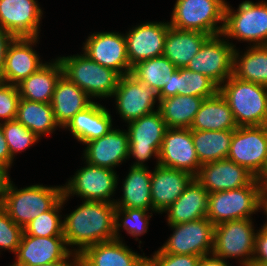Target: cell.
Listing matches in <instances>:
<instances>
[{
	"instance_id": "cell-1",
	"label": "cell",
	"mask_w": 267,
	"mask_h": 266,
	"mask_svg": "<svg viewBox=\"0 0 267 266\" xmlns=\"http://www.w3.org/2000/svg\"><path fill=\"white\" fill-rule=\"evenodd\" d=\"M115 203L86 201L63 221L67 245H77L78 257L87 247L115 238Z\"/></svg>"
},
{
	"instance_id": "cell-2",
	"label": "cell",
	"mask_w": 267,
	"mask_h": 266,
	"mask_svg": "<svg viewBox=\"0 0 267 266\" xmlns=\"http://www.w3.org/2000/svg\"><path fill=\"white\" fill-rule=\"evenodd\" d=\"M234 119L240 126H261L267 117V87L249 81L240 80L234 75L227 83L219 87Z\"/></svg>"
},
{
	"instance_id": "cell-3",
	"label": "cell",
	"mask_w": 267,
	"mask_h": 266,
	"mask_svg": "<svg viewBox=\"0 0 267 266\" xmlns=\"http://www.w3.org/2000/svg\"><path fill=\"white\" fill-rule=\"evenodd\" d=\"M63 194V187L43 185L16 190L10 181L0 205L17 225L24 228L37 216L51 210L62 199Z\"/></svg>"
},
{
	"instance_id": "cell-4",
	"label": "cell",
	"mask_w": 267,
	"mask_h": 266,
	"mask_svg": "<svg viewBox=\"0 0 267 266\" xmlns=\"http://www.w3.org/2000/svg\"><path fill=\"white\" fill-rule=\"evenodd\" d=\"M262 206V187L258 178H255L247 186L210 193L206 217L216 226L226 221L250 219L249 215Z\"/></svg>"
},
{
	"instance_id": "cell-5",
	"label": "cell",
	"mask_w": 267,
	"mask_h": 266,
	"mask_svg": "<svg viewBox=\"0 0 267 266\" xmlns=\"http://www.w3.org/2000/svg\"><path fill=\"white\" fill-rule=\"evenodd\" d=\"M63 75L81 88L89 97L112 96L118 87L121 74L102 66L87 55L59 58Z\"/></svg>"
},
{
	"instance_id": "cell-6",
	"label": "cell",
	"mask_w": 267,
	"mask_h": 266,
	"mask_svg": "<svg viewBox=\"0 0 267 266\" xmlns=\"http://www.w3.org/2000/svg\"><path fill=\"white\" fill-rule=\"evenodd\" d=\"M226 3L224 0H177L171 27L179 30L199 31L210 36L222 33Z\"/></svg>"
},
{
	"instance_id": "cell-7",
	"label": "cell",
	"mask_w": 267,
	"mask_h": 266,
	"mask_svg": "<svg viewBox=\"0 0 267 266\" xmlns=\"http://www.w3.org/2000/svg\"><path fill=\"white\" fill-rule=\"evenodd\" d=\"M222 35L267 45V3L244 1L236 13L226 3Z\"/></svg>"
},
{
	"instance_id": "cell-8",
	"label": "cell",
	"mask_w": 267,
	"mask_h": 266,
	"mask_svg": "<svg viewBox=\"0 0 267 266\" xmlns=\"http://www.w3.org/2000/svg\"><path fill=\"white\" fill-rule=\"evenodd\" d=\"M227 159L259 178L267 166V128L264 125L237 127Z\"/></svg>"
},
{
	"instance_id": "cell-9",
	"label": "cell",
	"mask_w": 267,
	"mask_h": 266,
	"mask_svg": "<svg viewBox=\"0 0 267 266\" xmlns=\"http://www.w3.org/2000/svg\"><path fill=\"white\" fill-rule=\"evenodd\" d=\"M250 219H238L217 224L214 227L215 256L230 258L245 256L248 257L241 263L243 266H251L254 254L255 233Z\"/></svg>"
},
{
	"instance_id": "cell-10",
	"label": "cell",
	"mask_w": 267,
	"mask_h": 266,
	"mask_svg": "<svg viewBox=\"0 0 267 266\" xmlns=\"http://www.w3.org/2000/svg\"><path fill=\"white\" fill-rule=\"evenodd\" d=\"M174 234L161 247L163 253L179 255H198L200 257L213 252L214 225L205 217L187 223L171 225Z\"/></svg>"
},
{
	"instance_id": "cell-11",
	"label": "cell",
	"mask_w": 267,
	"mask_h": 266,
	"mask_svg": "<svg viewBox=\"0 0 267 266\" xmlns=\"http://www.w3.org/2000/svg\"><path fill=\"white\" fill-rule=\"evenodd\" d=\"M219 34L210 36L186 68L202 73L218 87L233 75L234 47L218 39Z\"/></svg>"
},
{
	"instance_id": "cell-12",
	"label": "cell",
	"mask_w": 267,
	"mask_h": 266,
	"mask_svg": "<svg viewBox=\"0 0 267 266\" xmlns=\"http://www.w3.org/2000/svg\"><path fill=\"white\" fill-rule=\"evenodd\" d=\"M166 129V123L158 109L129 122V155L138 159L133 166H144L142 162L148 160L152 154L159 158Z\"/></svg>"
},
{
	"instance_id": "cell-13",
	"label": "cell",
	"mask_w": 267,
	"mask_h": 266,
	"mask_svg": "<svg viewBox=\"0 0 267 266\" xmlns=\"http://www.w3.org/2000/svg\"><path fill=\"white\" fill-rule=\"evenodd\" d=\"M158 165L182 170L194 177L197 175L201 164L194 148L190 128L166 129L159 151Z\"/></svg>"
},
{
	"instance_id": "cell-14",
	"label": "cell",
	"mask_w": 267,
	"mask_h": 266,
	"mask_svg": "<svg viewBox=\"0 0 267 266\" xmlns=\"http://www.w3.org/2000/svg\"><path fill=\"white\" fill-rule=\"evenodd\" d=\"M116 184L117 177L113 169L87 163V166L80 169L66 187H63V193L66 197L72 193L80 195L86 201L114 203L108 198L115 191Z\"/></svg>"
},
{
	"instance_id": "cell-15",
	"label": "cell",
	"mask_w": 267,
	"mask_h": 266,
	"mask_svg": "<svg viewBox=\"0 0 267 266\" xmlns=\"http://www.w3.org/2000/svg\"><path fill=\"white\" fill-rule=\"evenodd\" d=\"M113 95L116 97L118 111L128 122L154 112L152 110L155 98L160 103L159 92L139 82L131 74L123 75Z\"/></svg>"
},
{
	"instance_id": "cell-16",
	"label": "cell",
	"mask_w": 267,
	"mask_h": 266,
	"mask_svg": "<svg viewBox=\"0 0 267 266\" xmlns=\"http://www.w3.org/2000/svg\"><path fill=\"white\" fill-rule=\"evenodd\" d=\"M84 54L96 63L119 72L122 76L131 74L125 36L114 33H96L88 37ZM125 68V71L122 70Z\"/></svg>"
},
{
	"instance_id": "cell-17",
	"label": "cell",
	"mask_w": 267,
	"mask_h": 266,
	"mask_svg": "<svg viewBox=\"0 0 267 266\" xmlns=\"http://www.w3.org/2000/svg\"><path fill=\"white\" fill-rule=\"evenodd\" d=\"M210 193L249 185L256 177L229 159L202 164L194 177Z\"/></svg>"
},
{
	"instance_id": "cell-18",
	"label": "cell",
	"mask_w": 267,
	"mask_h": 266,
	"mask_svg": "<svg viewBox=\"0 0 267 266\" xmlns=\"http://www.w3.org/2000/svg\"><path fill=\"white\" fill-rule=\"evenodd\" d=\"M64 236L37 237L24 231L17 250V261L11 266H35L67 261L71 252Z\"/></svg>"
},
{
	"instance_id": "cell-19",
	"label": "cell",
	"mask_w": 267,
	"mask_h": 266,
	"mask_svg": "<svg viewBox=\"0 0 267 266\" xmlns=\"http://www.w3.org/2000/svg\"><path fill=\"white\" fill-rule=\"evenodd\" d=\"M169 23H145L130 30L125 36L130 66L163 56Z\"/></svg>"
},
{
	"instance_id": "cell-20",
	"label": "cell",
	"mask_w": 267,
	"mask_h": 266,
	"mask_svg": "<svg viewBox=\"0 0 267 266\" xmlns=\"http://www.w3.org/2000/svg\"><path fill=\"white\" fill-rule=\"evenodd\" d=\"M42 11L35 0H0V26L18 37H38Z\"/></svg>"
},
{
	"instance_id": "cell-21",
	"label": "cell",
	"mask_w": 267,
	"mask_h": 266,
	"mask_svg": "<svg viewBox=\"0 0 267 266\" xmlns=\"http://www.w3.org/2000/svg\"><path fill=\"white\" fill-rule=\"evenodd\" d=\"M37 37H18L9 44L4 70L0 81L12 85L19 84L25 78L36 72L42 65L38 54L30 46L36 42Z\"/></svg>"
},
{
	"instance_id": "cell-22",
	"label": "cell",
	"mask_w": 267,
	"mask_h": 266,
	"mask_svg": "<svg viewBox=\"0 0 267 266\" xmlns=\"http://www.w3.org/2000/svg\"><path fill=\"white\" fill-rule=\"evenodd\" d=\"M156 167L151 175L152 204L153 210L163 212L184 192L194 176L188 172L158 164Z\"/></svg>"
},
{
	"instance_id": "cell-23",
	"label": "cell",
	"mask_w": 267,
	"mask_h": 266,
	"mask_svg": "<svg viewBox=\"0 0 267 266\" xmlns=\"http://www.w3.org/2000/svg\"><path fill=\"white\" fill-rule=\"evenodd\" d=\"M85 144L86 162L94 166L112 169L130 156L128 132L111 129L106 135Z\"/></svg>"
},
{
	"instance_id": "cell-24",
	"label": "cell",
	"mask_w": 267,
	"mask_h": 266,
	"mask_svg": "<svg viewBox=\"0 0 267 266\" xmlns=\"http://www.w3.org/2000/svg\"><path fill=\"white\" fill-rule=\"evenodd\" d=\"M145 258L117 239L91 245L78 255L83 266H138Z\"/></svg>"
},
{
	"instance_id": "cell-25",
	"label": "cell",
	"mask_w": 267,
	"mask_h": 266,
	"mask_svg": "<svg viewBox=\"0 0 267 266\" xmlns=\"http://www.w3.org/2000/svg\"><path fill=\"white\" fill-rule=\"evenodd\" d=\"M207 190L193 178L184 192L166 210L168 224L187 223L205 218L208 212Z\"/></svg>"
},
{
	"instance_id": "cell-26",
	"label": "cell",
	"mask_w": 267,
	"mask_h": 266,
	"mask_svg": "<svg viewBox=\"0 0 267 266\" xmlns=\"http://www.w3.org/2000/svg\"><path fill=\"white\" fill-rule=\"evenodd\" d=\"M219 91V87L202 73L185 68H177L159 92L160 99L176 95L197 96L209 98Z\"/></svg>"
},
{
	"instance_id": "cell-27",
	"label": "cell",
	"mask_w": 267,
	"mask_h": 266,
	"mask_svg": "<svg viewBox=\"0 0 267 266\" xmlns=\"http://www.w3.org/2000/svg\"><path fill=\"white\" fill-rule=\"evenodd\" d=\"M88 98L81 88L62 75L56 84L51 101L56 122L65 127L76 113L92 103Z\"/></svg>"
},
{
	"instance_id": "cell-28",
	"label": "cell",
	"mask_w": 267,
	"mask_h": 266,
	"mask_svg": "<svg viewBox=\"0 0 267 266\" xmlns=\"http://www.w3.org/2000/svg\"><path fill=\"white\" fill-rule=\"evenodd\" d=\"M63 75L60 60L42 65L36 72L17 84L19 95L30 101L51 103L59 78Z\"/></svg>"
},
{
	"instance_id": "cell-29",
	"label": "cell",
	"mask_w": 267,
	"mask_h": 266,
	"mask_svg": "<svg viewBox=\"0 0 267 266\" xmlns=\"http://www.w3.org/2000/svg\"><path fill=\"white\" fill-rule=\"evenodd\" d=\"M209 37L210 35L199 31L179 30L170 26L163 56L177 68H185Z\"/></svg>"
},
{
	"instance_id": "cell-30",
	"label": "cell",
	"mask_w": 267,
	"mask_h": 266,
	"mask_svg": "<svg viewBox=\"0 0 267 266\" xmlns=\"http://www.w3.org/2000/svg\"><path fill=\"white\" fill-rule=\"evenodd\" d=\"M237 127L229 104L218 91L214 96L203 100L190 129L218 131L235 130Z\"/></svg>"
},
{
	"instance_id": "cell-31",
	"label": "cell",
	"mask_w": 267,
	"mask_h": 266,
	"mask_svg": "<svg viewBox=\"0 0 267 266\" xmlns=\"http://www.w3.org/2000/svg\"><path fill=\"white\" fill-rule=\"evenodd\" d=\"M151 175L146 166H131L123 184V199L114 202L116 208L153 209L151 197Z\"/></svg>"
},
{
	"instance_id": "cell-32",
	"label": "cell",
	"mask_w": 267,
	"mask_h": 266,
	"mask_svg": "<svg viewBox=\"0 0 267 266\" xmlns=\"http://www.w3.org/2000/svg\"><path fill=\"white\" fill-rule=\"evenodd\" d=\"M205 98L176 95L160 99L158 110L167 128H190Z\"/></svg>"
},
{
	"instance_id": "cell-33",
	"label": "cell",
	"mask_w": 267,
	"mask_h": 266,
	"mask_svg": "<svg viewBox=\"0 0 267 266\" xmlns=\"http://www.w3.org/2000/svg\"><path fill=\"white\" fill-rule=\"evenodd\" d=\"M234 130H192V141L200 164L227 159Z\"/></svg>"
},
{
	"instance_id": "cell-34",
	"label": "cell",
	"mask_w": 267,
	"mask_h": 266,
	"mask_svg": "<svg viewBox=\"0 0 267 266\" xmlns=\"http://www.w3.org/2000/svg\"><path fill=\"white\" fill-rule=\"evenodd\" d=\"M16 120L38 137L54 130L55 120L51 103H41L20 98Z\"/></svg>"
},
{
	"instance_id": "cell-35",
	"label": "cell",
	"mask_w": 267,
	"mask_h": 266,
	"mask_svg": "<svg viewBox=\"0 0 267 266\" xmlns=\"http://www.w3.org/2000/svg\"><path fill=\"white\" fill-rule=\"evenodd\" d=\"M238 56L234 50L233 75L267 87V45H254L240 61Z\"/></svg>"
},
{
	"instance_id": "cell-36",
	"label": "cell",
	"mask_w": 267,
	"mask_h": 266,
	"mask_svg": "<svg viewBox=\"0 0 267 266\" xmlns=\"http://www.w3.org/2000/svg\"><path fill=\"white\" fill-rule=\"evenodd\" d=\"M175 70L177 67L168 58L159 56L138 62L132 67L131 75L160 92Z\"/></svg>"
},
{
	"instance_id": "cell-37",
	"label": "cell",
	"mask_w": 267,
	"mask_h": 266,
	"mask_svg": "<svg viewBox=\"0 0 267 266\" xmlns=\"http://www.w3.org/2000/svg\"><path fill=\"white\" fill-rule=\"evenodd\" d=\"M66 198L63 194L62 199L51 210L43 212L29 222L23 231L27 235L37 237L64 236L63 223L60 221L58 210L61 209Z\"/></svg>"
},
{
	"instance_id": "cell-38",
	"label": "cell",
	"mask_w": 267,
	"mask_h": 266,
	"mask_svg": "<svg viewBox=\"0 0 267 266\" xmlns=\"http://www.w3.org/2000/svg\"><path fill=\"white\" fill-rule=\"evenodd\" d=\"M1 127L12 158L16 152L31 146L39 138L16 119L4 121Z\"/></svg>"
},
{
	"instance_id": "cell-39",
	"label": "cell",
	"mask_w": 267,
	"mask_h": 266,
	"mask_svg": "<svg viewBox=\"0 0 267 266\" xmlns=\"http://www.w3.org/2000/svg\"><path fill=\"white\" fill-rule=\"evenodd\" d=\"M146 211L143 209H136V208H127V209H119L116 208L115 211V238L119 240L120 237H118L117 231L120 226H122L121 223L118 222L120 212L124 213L125 220H122L124 229L127 230L129 234L132 236H140L141 234L147 232V226H148V218L149 216H146Z\"/></svg>"
},
{
	"instance_id": "cell-40",
	"label": "cell",
	"mask_w": 267,
	"mask_h": 266,
	"mask_svg": "<svg viewBox=\"0 0 267 266\" xmlns=\"http://www.w3.org/2000/svg\"><path fill=\"white\" fill-rule=\"evenodd\" d=\"M23 234V228L17 225L0 205V248L9 249L15 254Z\"/></svg>"
},
{
	"instance_id": "cell-41",
	"label": "cell",
	"mask_w": 267,
	"mask_h": 266,
	"mask_svg": "<svg viewBox=\"0 0 267 266\" xmlns=\"http://www.w3.org/2000/svg\"><path fill=\"white\" fill-rule=\"evenodd\" d=\"M20 98L17 85L0 81V118L5 122L16 119Z\"/></svg>"
},
{
	"instance_id": "cell-42",
	"label": "cell",
	"mask_w": 267,
	"mask_h": 266,
	"mask_svg": "<svg viewBox=\"0 0 267 266\" xmlns=\"http://www.w3.org/2000/svg\"><path fill=\"white\" fill-rule=\"evenodd\" d=\"M111 115L95 102L90 104L89 141L106 135L112 126Z\"/></svg>"
},
{
	"instance_id": "cell-43",
	"label": "cell",
	"mask_w": 267,
	"mask_h": 266,
	"mask_svg": "<svg viewBox=\"0 0 267 266\" xmlns=\"http://www.w3.org/2000/svg\"><path fill=\"white\" fill-rule=\"evenodd\" d=\"M152 266H198L201 259L198 255H179L157 251L153 258H147Z\"/></svg>"
},
{
	"instance_id": "cell-44",
	"label": "cell",
	"mask_w": 267,
	"mask_h": 266,
	"mask_svg": "<svg viewBox=\"0 0 267 266\" xmlns=\"http://www.w3.org/2000/svg\"><path fill=\"white\" fill-rule=\"evenodd\" d=\"M89 125H90V105L84 110L76 113L73 118L66 124L72 135L83 143L89 142Z\"/></svg>"
},
{
	"instance_id": "cell-45",
	"label": "cell",
	"mask_w": 267,
	"mask_h": 266,
	"mask_svg": "<svg viewBox=\"0 0 267 266\" xmlns=\"http://www.w3.org/2000/svg\"><path fill=\"white\" fill-rule=\"evenodd\" d=\"M251 266H267V222L255 235L254 254Z\"/></svg>"
},
{
	"instance_id": "cell-46",
	"label": "cell",
	"mask_w": 267,
	"mask_h": 266,
	"mask_svg": "<svg viewBox=\"0 0 267 266\" xmlns=\"http://www.w3.org/2000/svg\"><path fill=\"white\" fill-rule=\"evenodd\" d=\"M14 38L15 37L11 33L0 26V76L4 70L8 46Z\"/></svg>"
},
{
	"instance_id": "cell-47",
	"label": "cell",
	"mask_w": 267,
	"mask_h": 266,
	"mask_svg": "<svg viewBox=\"0 0 267 266\" xmlns=\"http://www.w3.org/2000/svg\"><path fill=\"white\" fill-rule=\"evenodd\" d=\"M13 158L11 157L8 144L4 137L1 123H0V164L6 166L7 168L10 167Z\"/></svg>"
},
{
	"instance_id": "cell-48",
	"label": "cell",
	"mask_w": 267,
	"mask_h": 266,
	"mask_svg": "<svg viewBox=\"0 0 267 266\" xmlns=\"http://www.w3.org/2000/svg\"><path fill=\"white\" fill-rule=\"evenodd\" d=\"M7 170L8 168L6 166L0 164V203L10 182Z\"/></svg>"
},
{
	"instance_id": "cell-49",
	"label": "cell",
	"mask_w": 267,
	"mask_h": 266,
	"mask_svg": "<svg viewBox=\"0 0 267 266\" xmlns=\"http://www.w3.org/2000/svg\"><path fill=\"white\" fill-rule=\"evenodd\" d=\"M212 258H208V255L201 257L198 266H228L227 263L220 257L212 254Z\"/></svg>"
},
{
	"instance_id": "cell-50",
	"label": "cell",
	"mask_w": 267,
	"mask_h": 266,
	"mask_svg": "<svg viewBox=\"0 0 267 266\" xmlns=\"http://www.w3.org/2000/svg\"><path fill=\"white\" fill-rule=\"evenodd\" d=\"M78 261V257L75 258L74 264H69L68 261H56V262H51L47 264H42V265H35V266H75V263Z\"/></svg>"
},
{
	"instance_id": "cell-51",
	"label": "cell",
	"mask_w": 267,
	"mask_h": 266,
	"mask_svg": "<svg viewBox=\"0 0 267 266\" xmlns=\"http://www.w3.org/2000/svg\"><path fill=\"white\" fill-rule=\"evenodd\" d=\"M264 180V181H263ZM259 181V184L262 187L263 202H267V179Z\"/></svg>"
},
{
	"instance_id": "cell-52",
	"label": "cell",
	"mask_w": 267,
	"mask_h": 266,
	"mask_svg": "<svg viewBox=\"0 0 267 266\" xmlns=\"http://www.w3.org/2000/svg\"><path fill=\"white\" fill-rule=\"evenodd\" d=\"M138 266H152L147 257Z\"/></svg>"
},
{
	"instance_id": "cell-53",
	"label": "cell",
	"mask_w": 267,
	"mask_h": 266,
	"mask_svg": "<svg viewBox=\"0 0 267 266\" xmlns=\"http://www.w3.org/2000/svg\"><path fill=\"white\" fill-rule=\"evenodd\" d=\"M262 179H267V166H266L265 170L263 171V173L258 178L259 181Z\"/></svg>"
},
{
	"instance_id": "cell-54",
	"label": "cell",
	"mask_w": 267,
	"mask_h": 266,
	"mask_svg": "<svg viewBox=\"0 0 267 266\" xmlns=\"http://www.w3.org/2000/svg\"><path fill=\"white\" fill-rule=\"evenodd\" d=\"M263 207H264V210H265V212L267 214V202H263Z\"/></svg>"
},
{
	"instance_id": "cell-55",
	"label": "cell",
	"mask_w": 267,
	"mask_h": 266,
	"mask_svg": "<svg viewBox=\"0 0 267 266\" xmlns=\"http://www.w3.org/2000/svg\"><path fill=\"white\" fill-rule=\"evenodd\" d=\"M75 266H83L79 261L75 263Z\"/></svg>"
},
{
	"instance_id": "cell-56",
	"label": "cell",
	"mask_w": 267,
	"mask_h": 266,
	"mask_svg": "<svg viewBox=\"0 0 267 266\" xmlns=\"http://www.w3.org/2000/svg\"><path fill=\"white\" fill-rule=\"evenodd\" d=\"M264 126L267 128V117H266Z\"/></svg>"
}]
</instances>
